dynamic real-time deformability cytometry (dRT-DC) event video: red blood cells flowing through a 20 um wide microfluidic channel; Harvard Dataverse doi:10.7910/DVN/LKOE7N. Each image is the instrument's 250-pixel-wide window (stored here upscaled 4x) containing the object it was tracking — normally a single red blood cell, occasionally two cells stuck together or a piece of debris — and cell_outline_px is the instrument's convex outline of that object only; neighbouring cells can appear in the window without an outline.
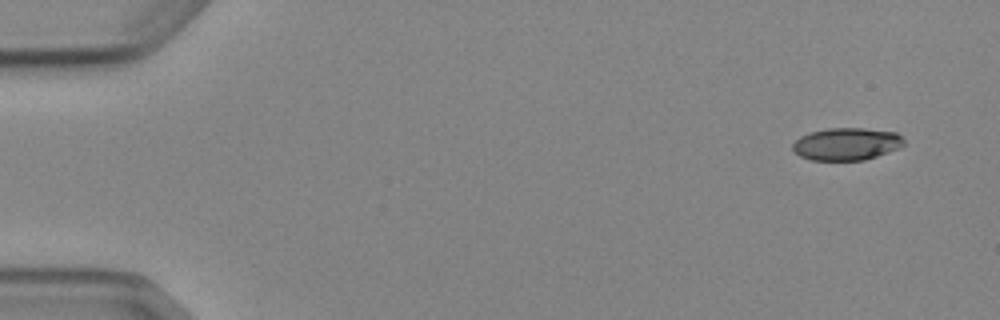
{"species": "Egyptian fruit bat (a non-hibernating species)", "species_latin": "Rousettus aegyptiacus", "temperature_condition": "cold", "stored_images_in_passage": 8, "camera_frame_rate_fps": 3000, "um_per_image_px": 0.085, "animal": {"sex": "female"}, "frame": {"image": 1, "passage_image": 1, "time_ms": 0.0, "image_size_px": [1000, 320], "cell_outline_px": [[904, 144], [888, 152], [864, 160], [812, 160], [800, 156], [792, 148], [792, 144], [800, 136], [812, 132], [828, 128], [864, 128], [896, 132], [904, 140]], "centroid_in_image_um": [71.94, 12.23], "position_along_channel_um": 13.1, "area_um2": 20.81}}
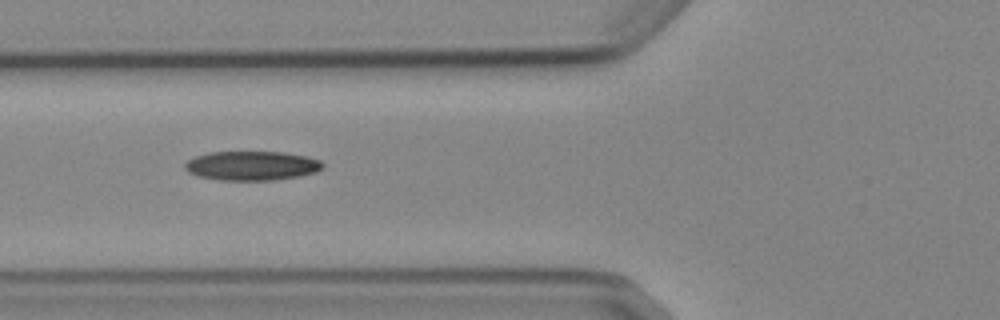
{"frame": {"image": 2, "passage_image": 6, "time_ms": 5.667, "image_size_px": [1000, 320], "cell_outline_px": [[324, 168], [316, 172], [300, 176], [276, 180], [220, 180], [196, 176], [188, 172], [184, 168], [184, 164], [188, 160], [196, 156], [208, 152], [284, 152], [308, 156], [320, 160], [324, 164]], "centroid_in_image_um": [21.42, 14.09], "position_along_channel_um": 104.4, "area_um2": 23.76}}
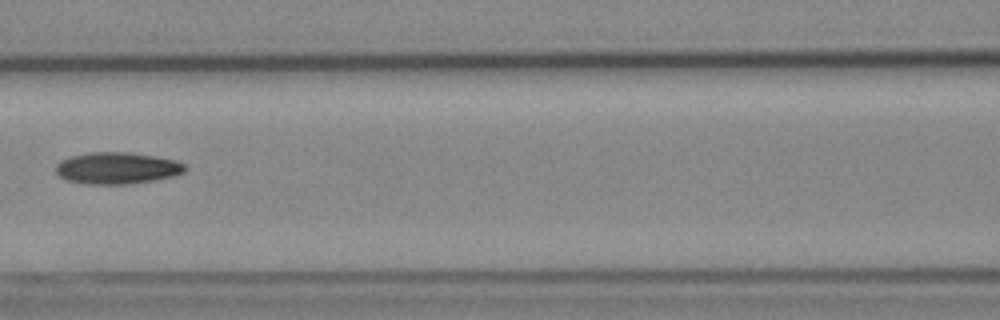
{"frame": {"image": 3, "passage_image": 7, "time_ms": 7.0, "image_size_px": [1000, 320], "cell_outline_px": [[188, 168], [184, 172], [172, 176], [152, 180], [128, 184], [84, 184], [68, 180], [60, 176], [56, 172], [56, 164], [60, 160], [72, 156], [88, 152], [128, 152], [156, 156], [176, 160], [184, 164]], "centroid_in_image_um": [9.95, 14.28], "position_along_channel_um": 156.7, "area_um2": 23.87}}